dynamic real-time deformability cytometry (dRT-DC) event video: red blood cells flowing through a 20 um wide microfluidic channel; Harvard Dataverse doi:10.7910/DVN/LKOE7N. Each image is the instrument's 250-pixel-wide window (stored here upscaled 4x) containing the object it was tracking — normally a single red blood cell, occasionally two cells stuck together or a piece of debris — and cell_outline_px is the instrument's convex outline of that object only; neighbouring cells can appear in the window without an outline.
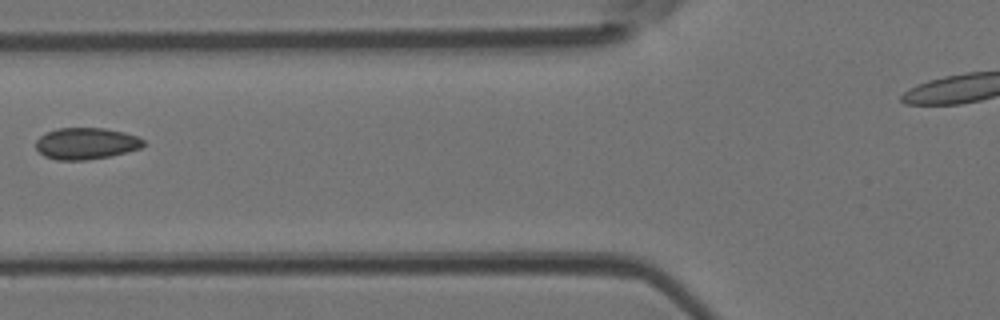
{"species": "Egyptian fruit bat (a non-hibernating species)", "species_latin": "Rousettus aegyptiacus", "temperature_condition": "room temperature", "stored_images_in_passage": 3, "camera_frame_rate_fps": 3000, "um_per_image_px": 0.085, "animal": {"sex": "female"}, "frame": {"image": 1, "passage_image": 3, "time_ms": 0.667, "image_size_px": [1000, 320], "cell_outline_px": [[144, 144], [140, 148], [112, 156], [84, 160], [56, 160], [44, 156], [36, 148], [36, 140], [44, 132], [56, 128], [104, 128], [124, 132], [136, 136], [144, 140]], "centroid_in_image_um": [7.29, 12.19], "position_along_channel_um": 118.5, "area_um2": 19.88}}